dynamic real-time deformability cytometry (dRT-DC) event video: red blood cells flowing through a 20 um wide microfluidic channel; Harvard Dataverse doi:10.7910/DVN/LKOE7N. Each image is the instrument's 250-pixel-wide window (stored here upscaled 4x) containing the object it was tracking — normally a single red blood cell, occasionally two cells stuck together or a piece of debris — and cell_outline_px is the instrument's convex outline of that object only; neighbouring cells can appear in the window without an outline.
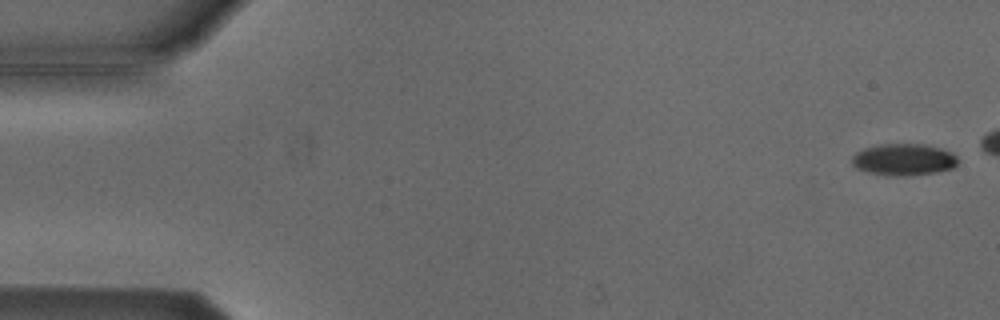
{"species": "Egyptian fruit bat (a non-hibernating species)", "species_latin": "Rousettus aegyptiacus", "temperature_condition": "cold", "stored_images_in_passage": 6, "camera_frame_rate_fps": 3000, "um_per_image_px": 0.085, "animal": {"sex": "male"}, "frame": {"image": 1, "passage_image": 1, "time_ms": 0.0, "image_size_px": [1000, 320], "cell_outline_px": [[956, 164], [952, 168], [936, 172], [904, 176], [888, 176], [868, 172], [856, 168], [852, 164], [852, 156], [856, 152], [864, 148], [880, 144], [924, 144], [940, 148], [952, 152], [956, 156]], "centroid_in_image_um": [76.78, 13.56], "position_along_channel_um": 8.2, "area_um2": 19.59}}